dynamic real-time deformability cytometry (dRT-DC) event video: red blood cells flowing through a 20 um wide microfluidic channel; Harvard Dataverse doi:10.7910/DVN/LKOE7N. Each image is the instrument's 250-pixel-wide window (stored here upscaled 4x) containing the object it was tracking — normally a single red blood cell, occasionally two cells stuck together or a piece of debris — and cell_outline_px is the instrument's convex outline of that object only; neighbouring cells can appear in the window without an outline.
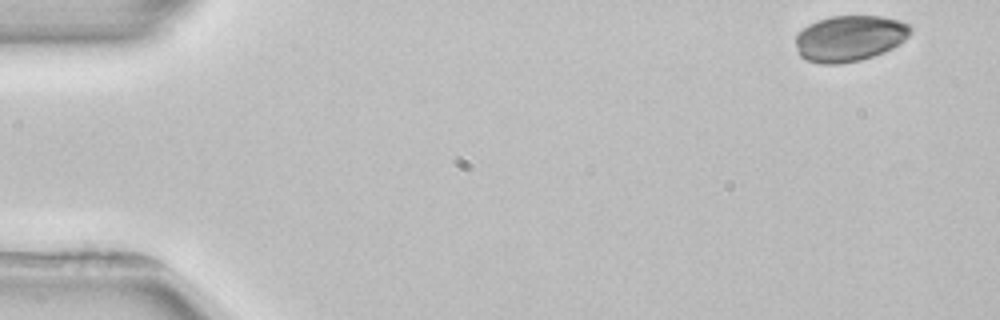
{"species": "common noctule bat (a hibernating species)", "species_latin": "Nyctalus noctula", "temperature_condition": "room temperature", "stored_images_in_passage": 4, "camera_frame_rate_fps": 3000, "um_per_image_px": 0.085, "animal": {"sex": "female", "body_mass_g": 22.7, "forearm_length_mm": 54.2}, "frame": {"image": 1, "passage_image": 1, "time_ms": 0.0, "image_size_px": [1000, 320], "cell_outline_px": [[912, 32], [900, 44], [884, 52], [860, 60], [840, 64], [820, 64], [804, 60], [800, 56], [796, 44], [796, 36], [808, 24], [832, 16], [884, 16], [900, 20], [908, 24], [912, 28]], "centroid_in_image_um": [72.24, 3.26], "position_along_channel_um": 12.8, "area_um2": 30.87}}
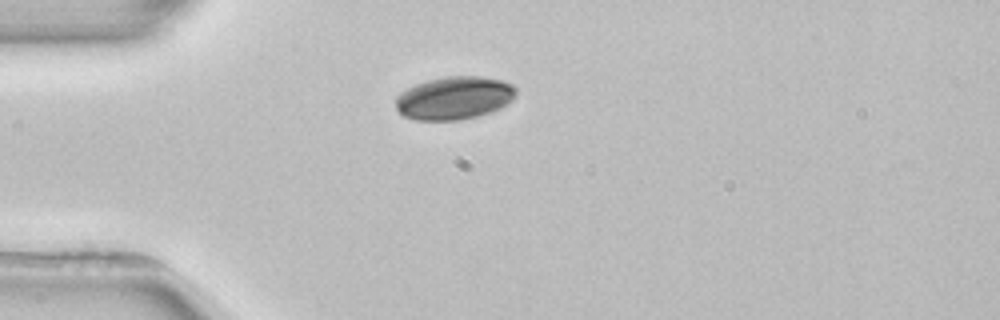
{"frame": {"image": 2, "passage_image": 4, "time_ms": 3.667, "image_size_px": [1000, 320], "cell_outline_px": [[516, 96], [508, 104], [500, 108], [476, 116], [460, 120], [416, 120], [404, 116], [396, 108], [396, 96], [400, 92], [416, 84], [428, 80], [444, 76], [484, 76], [504, 80], [512, 84], [516, 88]], "centroid_in_image_um": [38.63, 8.31], "position_along_channel_um": 46.4, "area_um2": 30.35}}